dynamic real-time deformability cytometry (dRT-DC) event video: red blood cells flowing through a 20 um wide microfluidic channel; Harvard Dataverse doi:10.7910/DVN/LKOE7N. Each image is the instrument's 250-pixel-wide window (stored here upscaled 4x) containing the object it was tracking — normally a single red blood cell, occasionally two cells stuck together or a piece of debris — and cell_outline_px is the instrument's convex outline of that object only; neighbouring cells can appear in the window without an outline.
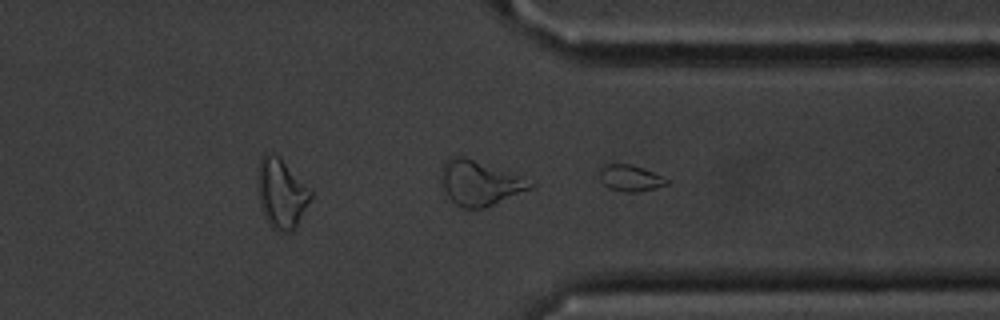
{"species": "common noctule bat (a hibernating species)", "species_latin": "Nyctalus noctula", "temperature_condition": "cold", "stored_images_in_passage": 37, "camera_frame_rate_fps": 3000, "um_per_image_px": 0.085, "animal": {"sex": "male", "body_mass_g": 20.1, "forearm_length_mm": 53.5}, "frame": {"image": 1, "passage_image": 30, "time_ms": 9.667, "image_size_px": [1000, 320], "cell_outline_px": [[668, 184], [656, 188], [636, 192], [624, 192], [608, 188], [600, 180], [600, 168], [604, 164], [632, 164], [664, 176], [668, 180]], "centroid_in_image_um": [53.58, 15.14], "position_along_channel_um": 357.8, "area_um2": 10.4}}